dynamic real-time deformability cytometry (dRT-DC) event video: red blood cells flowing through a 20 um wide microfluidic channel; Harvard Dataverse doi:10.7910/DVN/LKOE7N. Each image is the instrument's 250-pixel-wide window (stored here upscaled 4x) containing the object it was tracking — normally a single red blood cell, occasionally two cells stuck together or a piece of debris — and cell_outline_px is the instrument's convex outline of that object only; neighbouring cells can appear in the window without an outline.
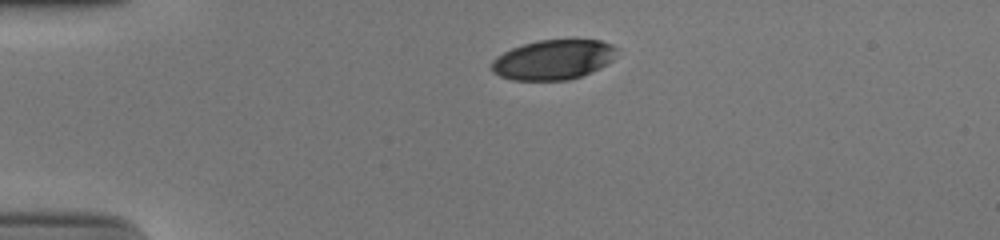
{"species": "human", "species_latin": "Homo sapiens", "temperature_condition": "cold", "stored_images_in_passage": 34, "camera_frame_rate_fps": 3000, "um_per_image_px": 0.085, "donor": {"sex": "male"}, "frame": {"image": 1, "passage_image": 1, "time_ms": 0.0, "image_size_px": [1000, 240], "cell_outline_px": [[620, 48], [612, 60], [600, 68], [580, 76], [568, 80], [512, 80], [500, 76], [492, 72], [492, 60], [496, 56], [512, 48], [524, 44], [540, 40], [600, 40], [612, 44]], "centroid_in_image_um": [47.05, 5.07], "position_along_channel_um": 38.0, "area_um2": 29.07}}
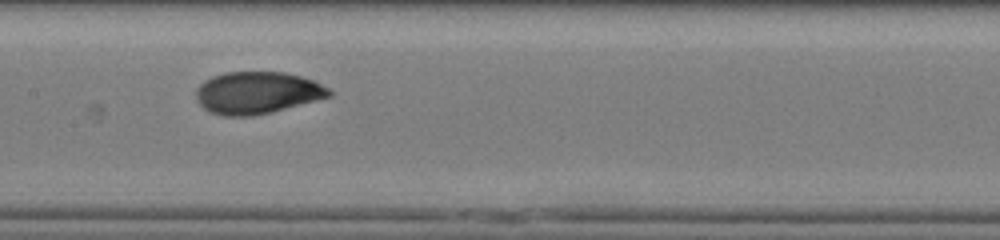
{"frame": {"image": 2, "passage_image": 16, "time_ms": 5.0, "image_size_px": [1000, 240], "cell_outline_px": [[332, 96], [272, 112], [252, 116], [224, 116], [208, 112], [196, 100], [196, 88], [204, 80], [212, 76], [224, 72], [284, 72], [300, 76], [312, 80], [328, 88], [332, 92]], "centroid_in_image_um": [21.83, 7.89], "position_along_channel_um": 185.6, "area_um2": 32.77}}
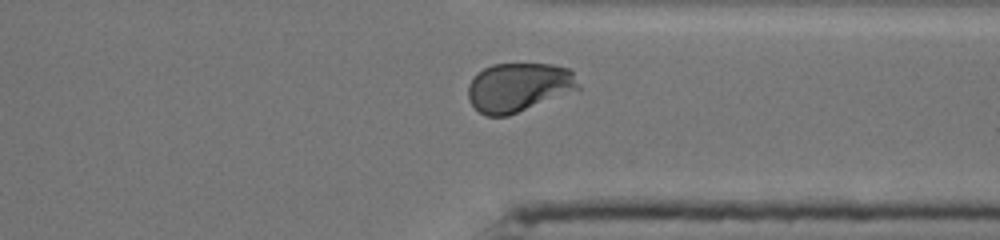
{"frame": {"image": 3, "passage_image": 30, "time_ms": 9.667, "image_size_px": [1000, 240], "cell_outline_px": [[580, 88], [508, 116], [484, 116], [468, 100], [468, 84], [484, 68], [492, 64], [552, 64], [568, 68], [572, 72], [580, 84]], "centroid_in_image_um": [44.07, 7.41], "position_along_channel_um": 367.3, "area_um2": 31.15}, "authors_computed_cell_mechanics": {"area_um2": 32.3391, "velocity_mm_per_s": 3.8955, "shape_relaxation_time_tau1_ms": 3.8743, "shape_relaxation_time_tau2_ms": null, "deformation_change_tau1": 0.1682, "deformation_change_tau2": null}}